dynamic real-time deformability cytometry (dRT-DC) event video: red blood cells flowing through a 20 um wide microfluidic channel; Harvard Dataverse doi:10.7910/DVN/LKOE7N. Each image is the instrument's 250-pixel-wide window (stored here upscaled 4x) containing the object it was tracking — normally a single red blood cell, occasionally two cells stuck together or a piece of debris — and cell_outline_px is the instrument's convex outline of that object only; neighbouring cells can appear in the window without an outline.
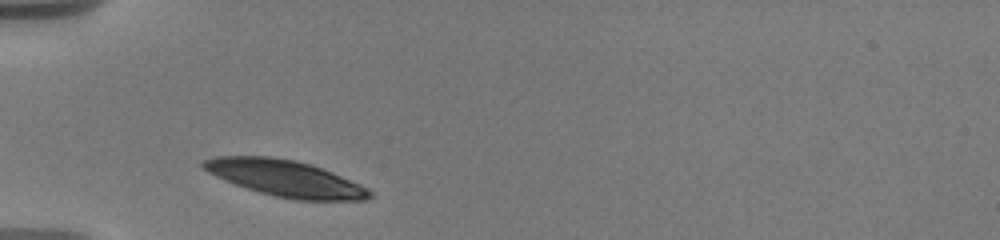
{"species": "human", "species_latin": "Homo sapiens", "temperature_condition": "warm", "stored_images_in_passage": 2, "camera_frame_rate_fps": 3000, "um_per_image_px": 0.085, "donor": {"sex": "male"}, "frame": {"image": 1, "passage_image": 1, "time_ms": 0.0, "image_size_px": [1000, 240], "cell_outline_px": [[372, 196], [368, 200], [296, 200], [276, 196], [260, 192], [224, 180], [208, 172], [200, 164], [204, 160], [216, 156], [268, 156], [296, 160], [332, 172], [360, 184], [368, 188], [372, 192]], "centroid_in_image_um": [24.26, 15.16], "position_along_channel_um": 60.7, "area_um2": 34.85}}